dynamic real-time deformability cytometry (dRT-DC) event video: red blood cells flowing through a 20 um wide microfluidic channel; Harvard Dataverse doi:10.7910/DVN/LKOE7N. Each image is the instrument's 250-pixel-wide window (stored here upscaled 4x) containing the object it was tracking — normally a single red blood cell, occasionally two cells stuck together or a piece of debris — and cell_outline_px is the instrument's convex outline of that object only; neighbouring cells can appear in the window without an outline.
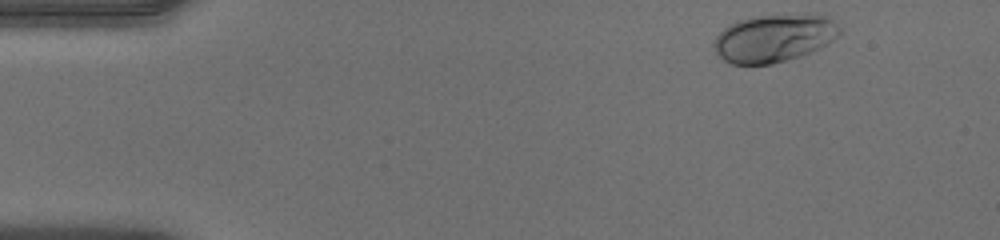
{"species": "human", "species_latin": "Homo sapiens", "temperature_condition": "warm", "stored_images_in_passage": 1, "camera_frame_rate_fps": 3000, "um_per_image_px": 0.085, "donor": {"sex": "male"}, "frame": {"image": 1, "passage_image": 1, "time_ms": 0.0, "image_size_px": [1000, 240], "cell_outline_px": [[840, 36], [828, 44], [812, 52], [800, 56], [772, 64], [732, 64], [724, 60], [716, 52], [712, 44], [716, 36], [728, 24], [736, 20], [752, 16], [808, 12], [820, 12], [828, 16], [840, 28]], "centroid_in_image_um": [65.84, 3.19], "position_along_channel_um": 19.2, "area_um2": 36.01}}